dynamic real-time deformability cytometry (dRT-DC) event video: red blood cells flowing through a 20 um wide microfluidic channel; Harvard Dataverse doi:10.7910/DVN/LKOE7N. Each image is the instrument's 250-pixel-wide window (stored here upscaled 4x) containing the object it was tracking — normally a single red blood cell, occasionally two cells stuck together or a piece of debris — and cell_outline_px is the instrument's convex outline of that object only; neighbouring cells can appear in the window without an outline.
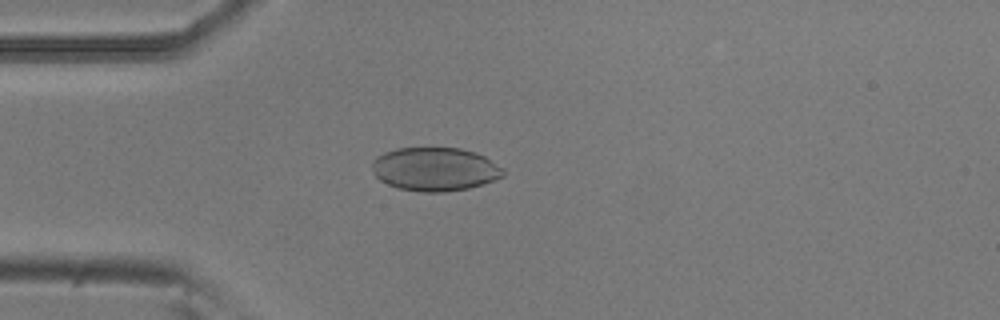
{"species": "common noctule bat (a hibernating species)", "species_latin": "Nyctalus noctula", "temperature_condition": "room temperature", "stored_images_in_passage": 5, "camera_frame_rate_fps": 3000, "um_per_image_px": 0.085, "animal": {"sex": "male", "body_mass_g": 20.5, "forearm_length_mm": 52.5}, "frame": {"image": 1, "passage_image": 4, "time_ms": 1.0, "image_size_px": [1000, 320], "cell_outline_px": [[504, 176], [468, 188], [444, 192], [420, 192], [400, 188], [388, 184], [380, 180], [376, 176], [372, 168], [372, 160], [376, 156], [384, 152], [396, 148], [460, 148], [476, 152], [484, 156], [504, 168]], "centroid_in_image_um": [36.95, 14.37], "position_along_channel_um": 48.0, "area_um2": 33.23}}